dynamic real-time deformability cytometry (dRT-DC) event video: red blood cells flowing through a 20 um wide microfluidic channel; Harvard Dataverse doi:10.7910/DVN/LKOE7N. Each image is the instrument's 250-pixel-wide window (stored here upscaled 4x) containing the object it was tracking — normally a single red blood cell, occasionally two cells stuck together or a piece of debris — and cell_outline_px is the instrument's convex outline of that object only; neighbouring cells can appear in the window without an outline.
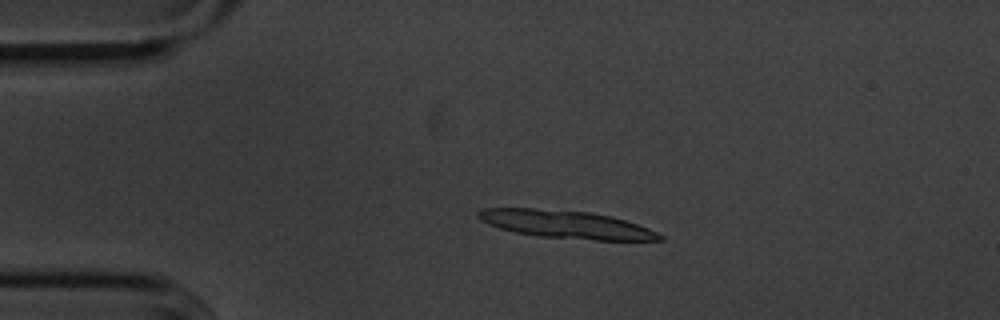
{"species": "common noctule bat (a hibernating species)", "species_latin": "Nyctalus noctula", "temperature_condition": "cold", "stored_images_in_passage": 46, "segment_of_instrument_passage": [1, 2], "camera_frame_rate_fps": 3000, "um_per_image_px": 0.085, "animal": {"sex": "male", "body_mass_g": 20.1, "forearm_length_mm": 53.5}, "frame": {"image": 1, "passage_image": 9, "time_ms": 2.667, "image_size_px": [1000, 320], "cell_outline_px": [[664, 240], [596, 240], [540, 236], [516, 232], [500, 228], [488, 224], [480, 220], [476, 216], [476, 212], [484, 208], [532, 208], [592, 212], [612, 216], [648, 228], [664, 236]], "centroid_in_image_um": [48.1, 19.06], "position_along_channel_um": 36.9, "area_um2": 29.3}}